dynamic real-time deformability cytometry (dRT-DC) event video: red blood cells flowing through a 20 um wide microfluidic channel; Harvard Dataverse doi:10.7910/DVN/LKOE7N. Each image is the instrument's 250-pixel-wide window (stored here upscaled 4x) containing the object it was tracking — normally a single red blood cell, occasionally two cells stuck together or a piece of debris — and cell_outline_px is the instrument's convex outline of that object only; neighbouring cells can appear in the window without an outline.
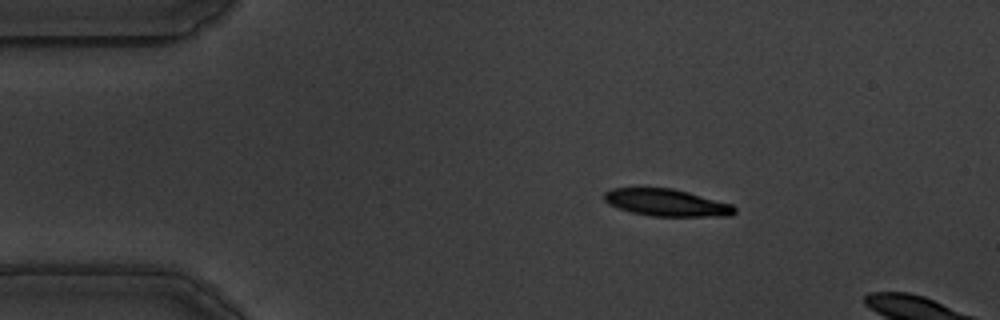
{"species": "common noctule bat (a hibernating species)", "species_latin": "Nyctalus noctula", "temperature_condition": "warm", "stored_images_in_passage": 8, "camera_frame_rate_fps": 3000, "um_per_image_px": 0.085, "animal": {"sex": "male", "body_mass_g": 19.5, "forearm_length_mm": 54.6}, "frame": {"image": 1, "passage_image": 3, "time_ms": 0.667, "image_size_px": [1000, 320], "cell_outline_px": [[736, 212], [732, 216], [652, 216], [632, 212], [608, 204], [604, 200], [604, 192], [612, 188], [672, 188], [688, 192], [732, 204], [736, 208]], "centroid_in_image_um": [56.67, 17.22], "position_along_channel_um": 28.3, "area_um2": 20.52}}